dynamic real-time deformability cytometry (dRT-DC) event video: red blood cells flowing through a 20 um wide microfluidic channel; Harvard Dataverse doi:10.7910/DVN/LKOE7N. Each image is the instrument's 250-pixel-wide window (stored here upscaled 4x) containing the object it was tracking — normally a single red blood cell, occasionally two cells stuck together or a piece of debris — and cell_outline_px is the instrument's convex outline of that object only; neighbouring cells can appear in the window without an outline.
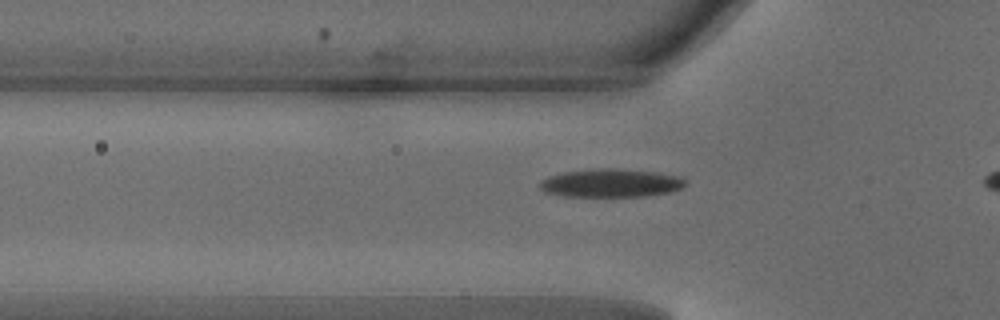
{"species": "common noctule bat (a hibernating species)", "species_latin": "Nyctalus noctula", "temperature_condition": "warm", "stored_images_in_passage": 26, "camera_frame_rate_fps": 3000, "um_per_image_px": 0.085, "animal": {"sex": "male", "body_mass_g": 18.8}, "frame": {"image": 1, "passage_image": 2, "time_ms": 0.333, "image_size_px": [1000, 320], "cell_outline_px": [[684, 184], [680, 188], [672, 192], [644, 196], [564, 196], [544, 192], [540, 188], [540, 180], [548, 176], [564, 172], [596, 168], [616, 168], [656, 172], [676, 176], [684, 180]], "centroid_in_image_um": [51.87, 15.55], "position_along_channel_um": 73.9, "area_um2": 23.87}}
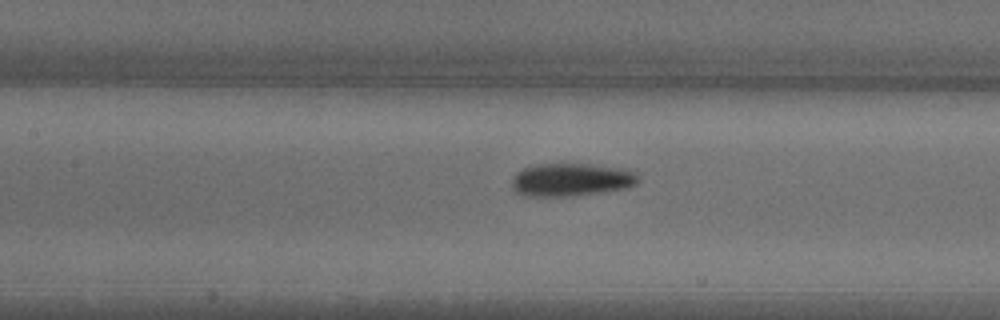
{"frame": {"image": 2, "passage_image": 8, "time_ms": 2.333, "image_size_px": [1000, 320], "cell_outline_px": [[640, 180], [636, 184], [628, 188], [600, 192], [568, 196], [524, 196], [516, 192], [512, 188], [512, 180], [516, 172], [524, 168], [536, 164], [588, 164], [624, 168], [636, 172]], "centroid_in_image_um": [48.56, 15.27], "position_along_channel_um": 158.8, "area_um2": 24.39}}
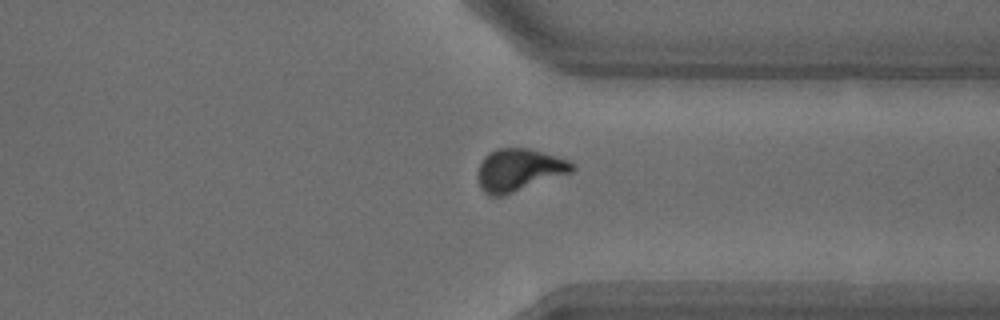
{"frame": {"image": 3, "passage_image": 23, "time_ms": 7.333, "image_size_px": [1000, 320], "cell_outline_px": [[576, 168], [572, 172], [504, 196], [488, 196], [480, 188], [476, 176], [476, 172], [484, 156], [488, 152], [500, 148], [528, 148], [568, 160], [576, 164]], "centroid_in_image_um": [44.08, 14.46], "position_along_channel_um": 367.3, "area_um2": 23.58}}